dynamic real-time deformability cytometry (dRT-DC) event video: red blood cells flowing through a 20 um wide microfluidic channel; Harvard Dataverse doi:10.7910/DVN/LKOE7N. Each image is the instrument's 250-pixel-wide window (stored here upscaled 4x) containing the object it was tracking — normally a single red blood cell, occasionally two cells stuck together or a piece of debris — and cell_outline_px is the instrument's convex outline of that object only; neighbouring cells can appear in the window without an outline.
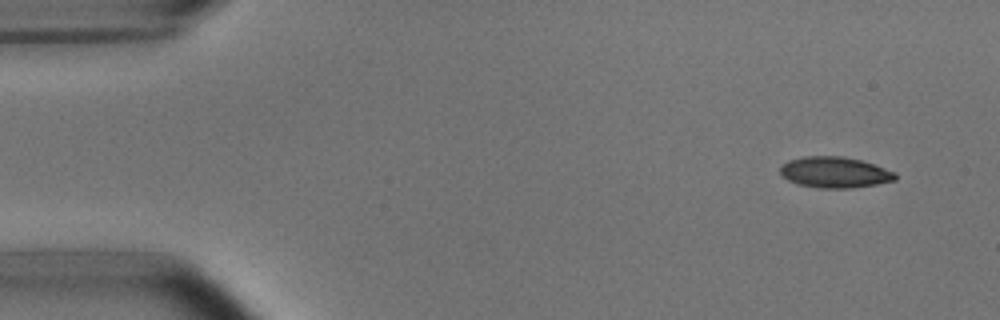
{"species": "common noctule bat (a hibernating species)", "species_latin": "Nyctalus noctula", "temperature_condition": "room temperature", "stored_images_in_passage": 4, "camera_frame_rate_fps": 3000, "um_per_image_px": 0.085, "animal": {"sex": "male", "body_mass_g": 15.6}, "frame": {"image": 1, "passage_image": 1, "time_ms": 0.0, "image_size_px": [1000, 320], "cell_outline_px": [[896, 180], [876, 184], [852, 188], [820, 188], [800, 184], [788, 180], [780, 172], [780, 168], [788, 160], [804, 156], [844, 156], [860, 160], [896, 172]], "centroid_in_image_um": [70.96, 14.64], "position_along_channel_um": 14.0, "area_um2": 20.58}}
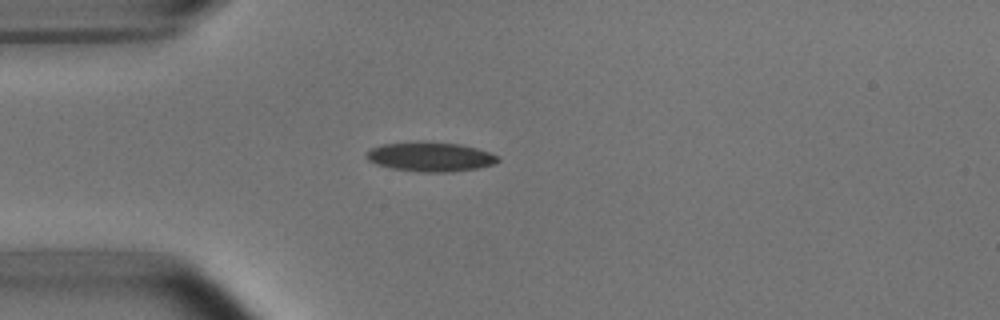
{"frame": {"image": 2, "passage_image": 4, "time_ms": 1.0, "image_size_px": [1000, 320], "cell_outline_px": [[500, 160], [492, 164], [476, 168], [452, 172], [424, 172], [392, 168], [368, 160], [364, 156], [372, 148], [384, 144], [420, 140], [424, 140], [460, 144], [476, 148], [500, 156]], "centroid_in_image_um": [36.6, 13.3], "position_along_channel_um": 48.4, "area_um2": 22.54}}